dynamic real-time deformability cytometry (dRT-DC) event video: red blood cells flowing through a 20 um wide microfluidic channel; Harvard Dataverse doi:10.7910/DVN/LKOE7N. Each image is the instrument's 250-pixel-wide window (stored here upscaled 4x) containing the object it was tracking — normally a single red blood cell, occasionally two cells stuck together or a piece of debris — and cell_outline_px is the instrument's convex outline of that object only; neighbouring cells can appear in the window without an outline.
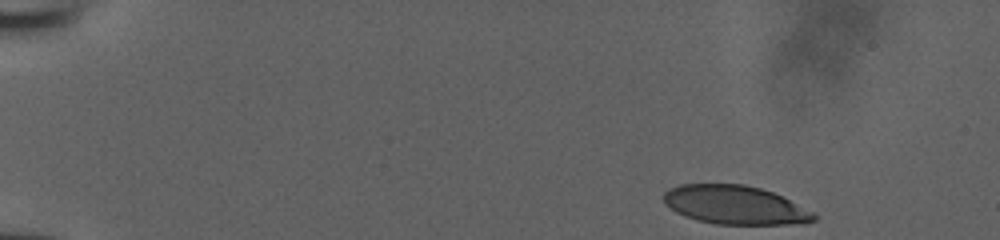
{"species": "human", "species_latin": "Homo sapiens", "temperature_condition": "room temperature", "stored_images_in_passage": 41, "camera_frame_rate_fps": 3000, "um_per_image_px": 0.085, "donor": {"sex": "male"}, "frame": {"image": 1, "passage_image": 1, "time_ms": 0.0, "image_size_px": [1000, 240], "cell_outline_px": [[820, 216], [816, 220], [804, 224], [716, 224], [696, 220], [684, 216], [676, 212], [664, 204], [664, 192], [668, 188], [680, 184], [744, 184], [760, 188], [772, 192], [816, 212]], "centroid_in_image_um": [62.51, 17.43], "position_along_channel_um": 22.5, "area_um2": 34.28}}
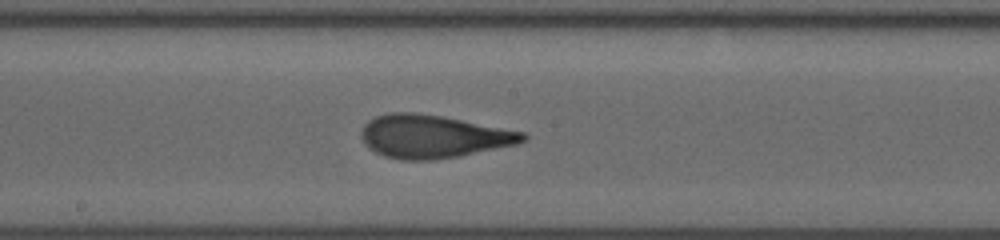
{"frame": {"image": 2, "passage_image": 24, "time_ms": 7.667, "image_size_px": [1000, 240], "cell_outline_px": [[528, 136], [524, 140], [516, 144], [456, 156], [432, 160], [400, 160], [384, 156], [368, 148], [364, 144], [360, 136], [360, 132], [364, 124], [368, 120], [376, 116], [388, 112], [412, 112], [440, 116], [524, 132]], "centroid_in_image_um": [36.72, 11.59], "position_along_channel_um": 211.5, "area_um2": 40.17}}
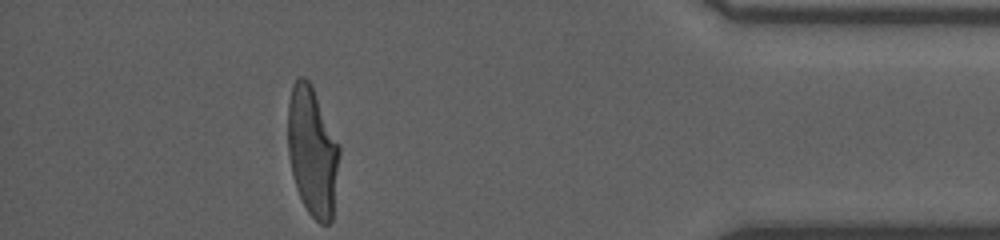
{"frame": {"image": 3, "passage_image": 41, "time_ms": 13.333, "image_size_px": [1000, 240], "cell_outline_px": [[340, 156], [332, 220], [328, 224], [320, 224], [308, 212], [296, 188], [292, 172], [288, 152], [288, 100], [292, 84], [300, 76], [304, 76], [312, 84], [340, 144]], "centroid_in_image_um": [26.57, 12.83], "position_along_channel_um": 408.6, "area_um2": 39.19}}